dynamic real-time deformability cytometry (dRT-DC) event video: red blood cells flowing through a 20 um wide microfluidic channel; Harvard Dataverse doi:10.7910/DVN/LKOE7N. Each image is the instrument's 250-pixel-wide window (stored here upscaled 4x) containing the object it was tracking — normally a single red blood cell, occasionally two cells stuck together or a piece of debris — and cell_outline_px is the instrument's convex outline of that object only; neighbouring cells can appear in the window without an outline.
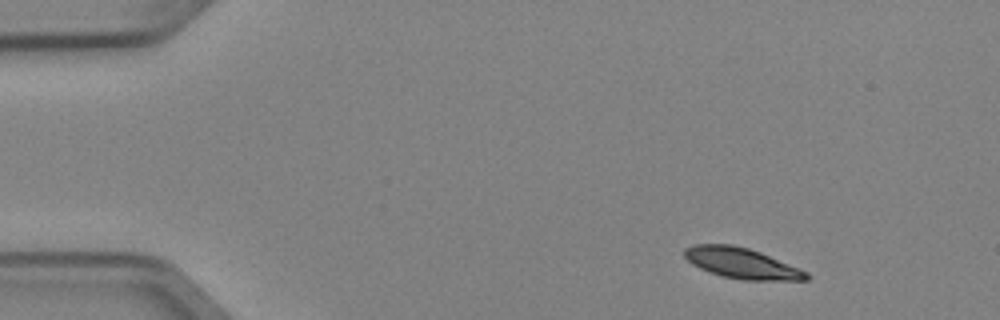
{"species": "Egyptian fruit bat (a non-hibernating species)", "species_latin": "Rousettus aegyptiacus", "temperature_condition": "cold", "stored_images_in_passage": 5, "camera_frame_rate_fps": 3000, "um_per_image_px": 0.085, "animal": {"sex": "female"}, "frame": {"image": 1, "passage_image": 1, "time_ms": 0.0, "image_size_px": [1000, 320], "cell_outline_px": [[812, 276], [808, 280], [744, 280], [724, 276], [700, 268], [692, 264], [684, 256], [684, 248], [692, 244], [732, 244], [748, 248], [760, 252], [808, 272]], "centroid_in_image_um": [63.05, 22.36], "position_along_channel_um": 22.0, "area_um2": 21.62}}
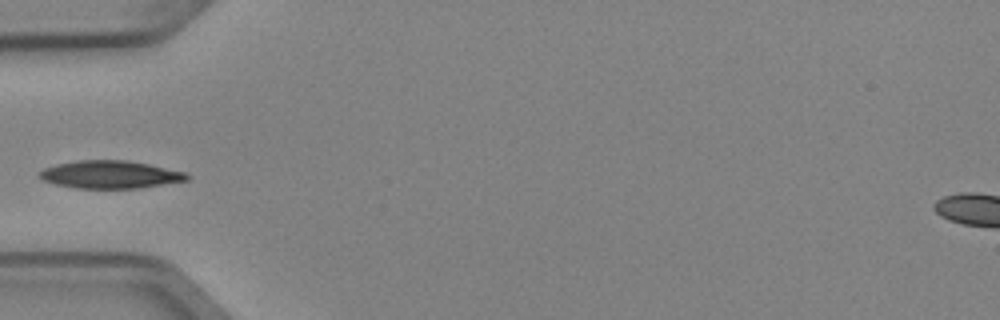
{"frame": {"image": 2, "passage_image": 4, "time_ms": 1.0, "image_size_px": [1000, 320], "cell_outline_px": [[192, 176], [188, 180], [140, 188], [76, 188], [56, 184], [40, 180], [36, 176], [36, 172], [44, 168], [56, 164], [76, 160], [128, 160], [188, 172]], "centroid_in_image_um": [9.34, 14.83], "position_along_channel_um": 75.7, "area_um2": 24.22}}
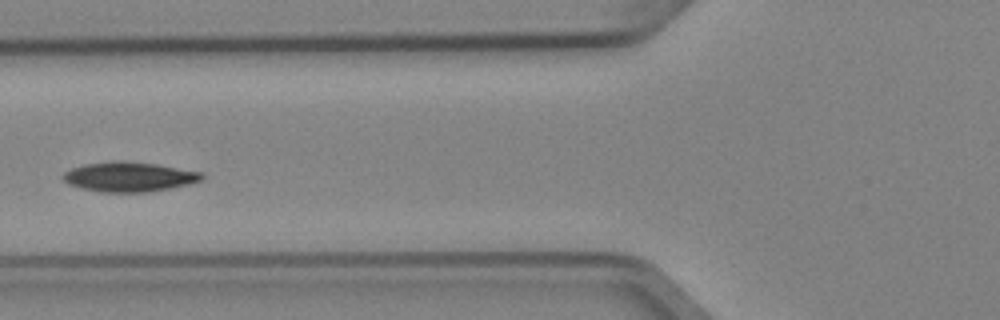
{"frame": {"image": 3, "passage_image": 5, "time_ms": 1.333, "image_size_px": [1000, 320], "cell_outline_px": [[204, 176], [200, 180], [192, 184], [148, 192], [100, 192], [80, 188], [68, 184], [60, 176], [64, 172], [72, 168], [84, 164], [112, 160], [120, 160], [156, 164], [204, 172]], "centroid_in_image_um": [10.97, 15.02], "position_along_channel_um": 114.8, "area_um2": 24.33}}